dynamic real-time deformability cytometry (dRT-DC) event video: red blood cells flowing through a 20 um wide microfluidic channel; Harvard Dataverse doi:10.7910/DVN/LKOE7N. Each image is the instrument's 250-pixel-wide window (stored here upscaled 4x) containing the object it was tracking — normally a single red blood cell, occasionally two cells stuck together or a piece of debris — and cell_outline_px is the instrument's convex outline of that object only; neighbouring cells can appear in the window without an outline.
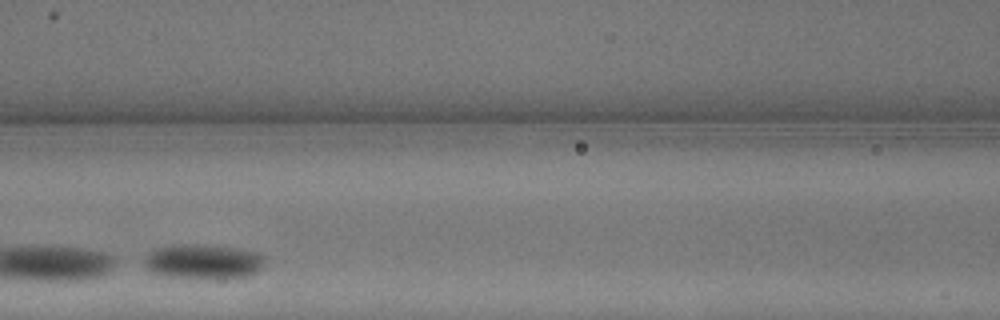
{"species": "common noctule bat (a hibernating species)", "species_latin": "Nyctalus noctula", "temperature_condition": "warm", "stored_images_in_passage": 16, "camera_frame_rate_fps": 3000, "um_per_image_px": 0.085, "animal": {"sex": "male", "body_mass_g": 13.3}, "frame": {"image": 1, "passage_image": 7, "time_ms": 2.0, "image_size_px": [1000, 320], "cell_outline_px": [[264, 264], [252, 276], [156, 276], [148, 272], [144, 268], [144, 260], [148, 252], [152, 248], [172, 244], [204, 244], [236, 248], [256, 252], [264, 256]], "centroid_in_image_um": [17.16, 22.18], "position_along_channel_um": 149.4, "area_um2": 24.22}}
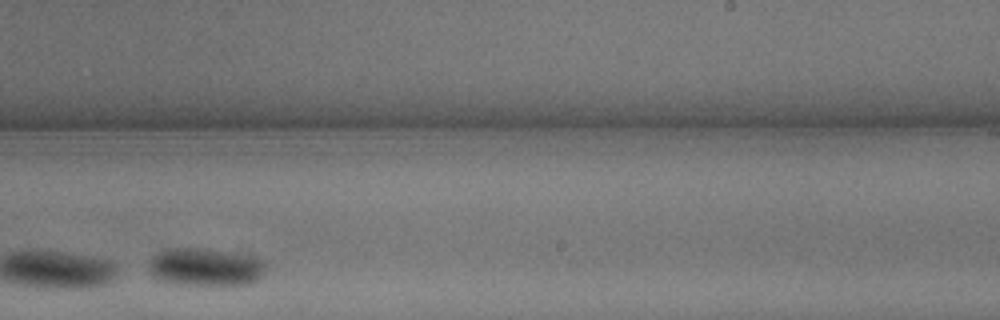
{"frame": {"image": 2, "passage_image": 12, "time_ms": 3.667, "image_size_px": [1000, 320], "cell_outline_px": [[264, 268], [260, 276], [256, 280], [248, 284], [184, 284], [160, 280], [152, 276], [148, 268], [148, 264], [152, 256], [164, 248], [196, 248], [224, 252], [260, 260], [264, 264]], "centroid_in_image_um": [17.32, 22.7], "position_along_channel_um": 271.7, "area_um2": 24.91}}
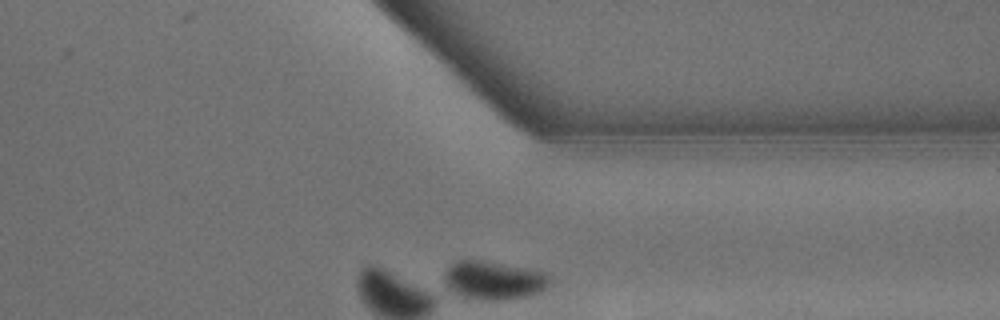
{"frame": {"image": 3, "passage_image": 16, "time_ms": 5.0, "image_size_px": [1000, 320], "cell_outline_px": [[548, 280], [544, 288], [536, 292], [524, 296], [464, 296], [456, 292], [448, 284], [444, 272], [456, 260], [484, 260], [544, 272], [548, 276]], "centroid_in_image_um": [41.94, 23.72], "position_along_channel_um": 369.5, "area_um2": 21.56}}